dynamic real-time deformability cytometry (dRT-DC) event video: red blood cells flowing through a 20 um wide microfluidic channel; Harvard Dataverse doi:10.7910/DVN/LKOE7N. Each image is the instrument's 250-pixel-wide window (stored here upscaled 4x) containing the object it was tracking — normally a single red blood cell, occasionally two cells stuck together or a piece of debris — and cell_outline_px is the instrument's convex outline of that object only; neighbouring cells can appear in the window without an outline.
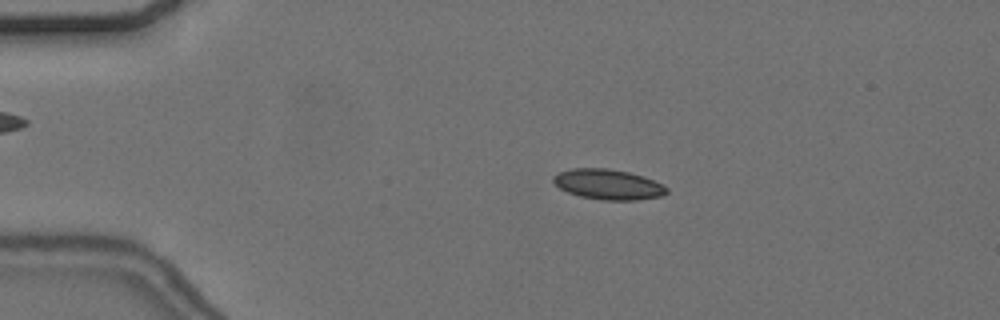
{"species": "common noctule bat (a hibernating species)", "species_latin": "Nyctalus noctula", "temperature_condition": "cold", "stored_images_in_passage": 56, "camera_frame_rate_fps": 3000, "um_per_image_px": 0.085, "animal": {"sex": "female", "body_mass_g": 24.6, "forearm_length_mm": 56.2}, "frame": {"image": 1, "passage_image": 11, "time_ms": 3.333, "image_size_px": [1000, 320], "cell_outline_px": [[668, 192], [660, 196], [636, 200], [600, 200], [580, 196], [568, 192], [560, 188], [552, 180], [552, 176], [560, 172], [572, 168], [608, 168], [628, 172], [644, 176], [668, 188]], "centroid_in_image_um": [51.67, 15.67], "position_along_channel_um": 33.3, "area_um2": 19.88}}
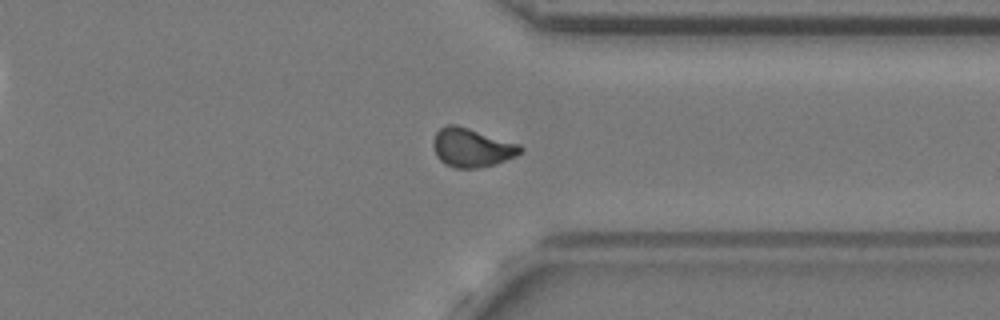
{"frame": {"image": 2, "passage_image": 43, "time_ms": 14.0, "image_size_px": [1000, 320], "cell_outline_px": [[524, 148], [516, 156], [496, 164], [476, 168], [456, 168], [444, 164], [436, 156], [432, 144], [436, 132], [440, 128], [448, 124], [456, 124], [520, 144]], "centroid_in_image_um": [40.09, 12.55], "position_along_channel_um": 371.3, "area_um2": 19.77}}
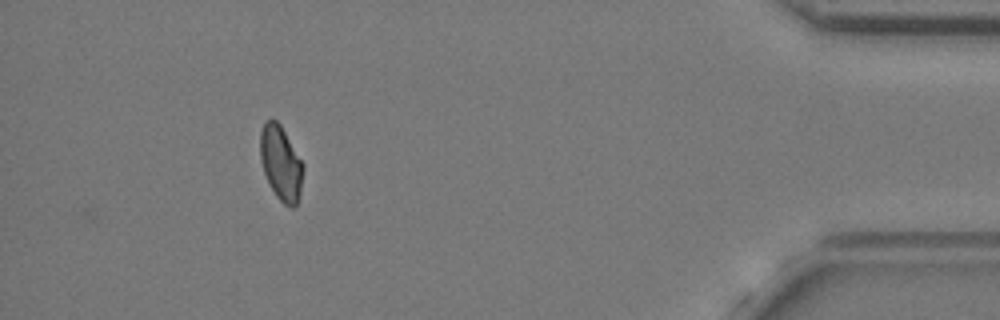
{"frame": {"image": 3, "passage_image": 51, "time_ms": 16.667, "image_size_px": [1000, 320], "cell_outline_px": [[304, 168], [300, 196], [296, 208], [292, 208], [284, 204], [276, 196], [264, 172], [260, 160], [260, 132], [264, 124], [272, 116], [280, 124], [304, 164]], "centroid_in_image_um": [23.89, 13.88], "position_along_channel_um": 411.3, "area_um2": 18.79}, "authors_computed_cell_mechanics": {"area_um2": 19.1318, "velocity_mm_per_s": 3.6422, "shape_relaxation_time_tau1_ms": null, "shape_relaxation_time_tau2_ms": 3.2441, "deformation_change_tau1": null, "deformation_change_tau2": 0.0699}}